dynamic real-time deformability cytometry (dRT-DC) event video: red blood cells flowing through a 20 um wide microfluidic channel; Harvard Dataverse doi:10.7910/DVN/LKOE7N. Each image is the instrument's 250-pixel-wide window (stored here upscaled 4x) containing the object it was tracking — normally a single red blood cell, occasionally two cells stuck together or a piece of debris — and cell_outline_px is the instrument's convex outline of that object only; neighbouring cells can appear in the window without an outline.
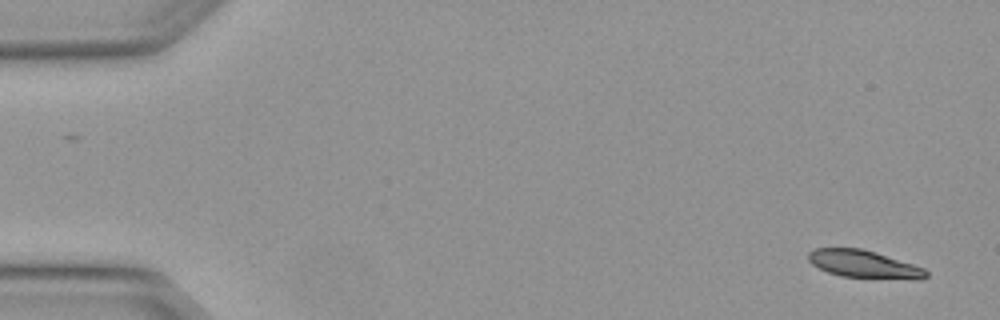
{"species": "Egyptian fruit bat (a non-hibernating species)", "species_latin": "Rousettus aegyptiacus", "temperature_condition": "warm", "stored_images_in_passage": 5, "camera_frame_rate_fps": 3000, "um_per_image_px": 0.085, "animal": {"sex": "female"}, "frame": {"image": 1, "passage_image": 1, "time_ms": 0.0, "image_size_px": [1000, 320], "cell_outline_px": [[928, 276], [920, 280], [916, 280], [840, 276], [828, 272], [812, 264], [808, 260], [808, 252], [816, 248], [860, 248], [876, 252], [924, 268], [928, 272]], "centroid_in_image_um": [73.45, 22.46], "position_along_channel_um": 11.6, "area_um2": 18.96}}
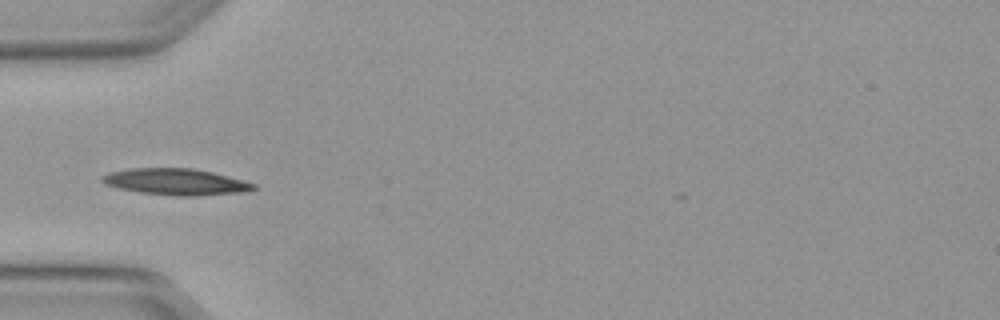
{"frame": {"image": 2, "passage_image": 4, "time_ms": 1.0, "image_size_px": [1000, 320], "cell_outline_px": [[256, 188], [248, 192], [196, 196], [176, 196], [140, 192], [120, 188], [104, 184], [100, 180], [100, 176], [108, 172], [132, 168], [192, 168], [212, 172], [244, 180], [256, 184]], "centroid_in_image_um": [14.96, 15.45], "position_along_channel_um": 70.0, "area_um2": 23.47}}
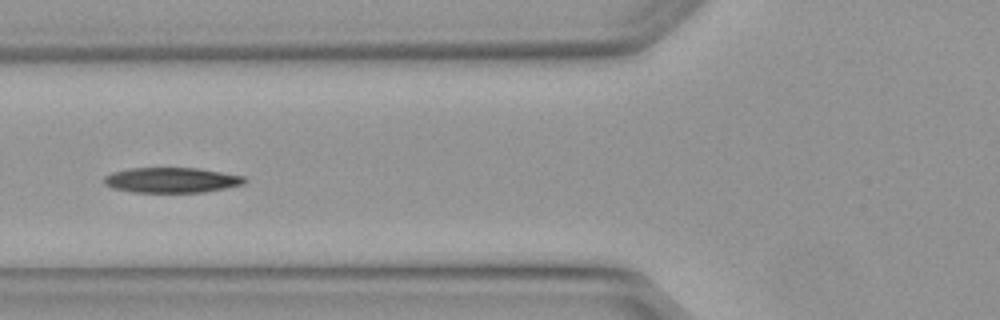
{"frame": {"image": 3, "passage_image": 5, "time_ms": 1.333, "image_size_px": [1000, 320], "cell_outline_px": [[248, 180], [244, 184], [204, 192], [132, 192], [112, 188], [104, 184], [104, 176], [112, 172], [128, 168], [200, 168], [244, 176]], "centroid_in_image_um": [14.58, 15.3], "position_along_channel_um": 111.2, "area_um2": 20.75}}